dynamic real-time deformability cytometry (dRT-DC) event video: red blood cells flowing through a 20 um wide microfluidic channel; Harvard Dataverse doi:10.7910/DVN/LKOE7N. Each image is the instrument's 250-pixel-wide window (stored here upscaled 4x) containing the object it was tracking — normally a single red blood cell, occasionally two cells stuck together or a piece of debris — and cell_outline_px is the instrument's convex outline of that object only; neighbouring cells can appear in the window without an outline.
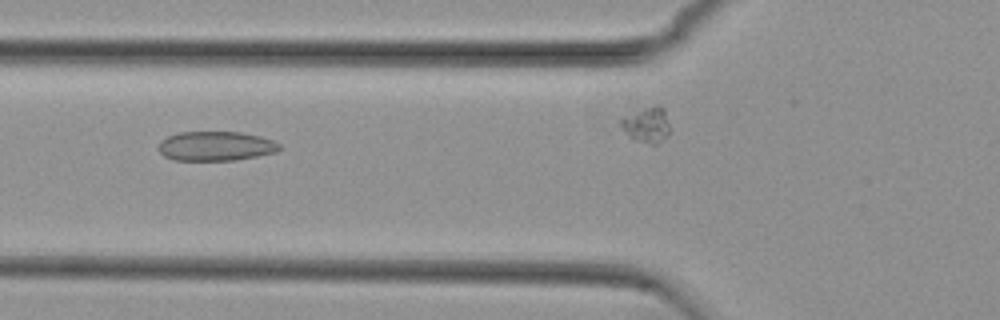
{"species": "common noctule bat (a hibernating species)", "species_latin": "Nyctalus noctula", "temperature_condition": "cold", "stored_images_in_passage": 44, "camera_frame_rate_fps": 3000, "um_per_image_px": 0.085, "animal": {"sex": "female", "body_mass_g": 29.2, "forearm_length_mm": 56.3}, "frame": {"image": 1, "passage_image": 21, "time_ms": 6.667, "image_size_px": [1000, 320], "cell_outline_px": [[284, 148], [276, 152], [236, 160], [172, 160], [164, 156], [160, 152], [160, 140], [168, 136], [180, 132], [240, 132], [260, 136], [272, 140], [280, 144]], "centroid_in_image_um": [18.37, 12.42], "position_along_channel_um": 107.4, "area_um2": 20.75}}
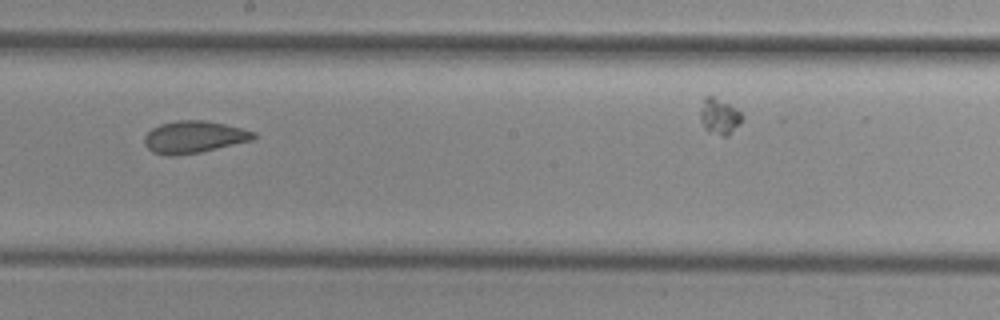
{"frame": {"image": 2, "passage_image": 31, "time_ms": 10.0, "image_size_px": [1000, 320], "cell_outline_px": [[256, 136], [252, 140], [200, 152], [176, 156], [168, 156], [152, 152], [144, 144], [144, 136], [152, 128], [160, 124], [176, 120], [200, 120], [224, 124], [256, 132]], "centroid_in_image_um": [16.44, 11.65], "position_along_channel_um": 231.8, "area_um2": 20.35}}
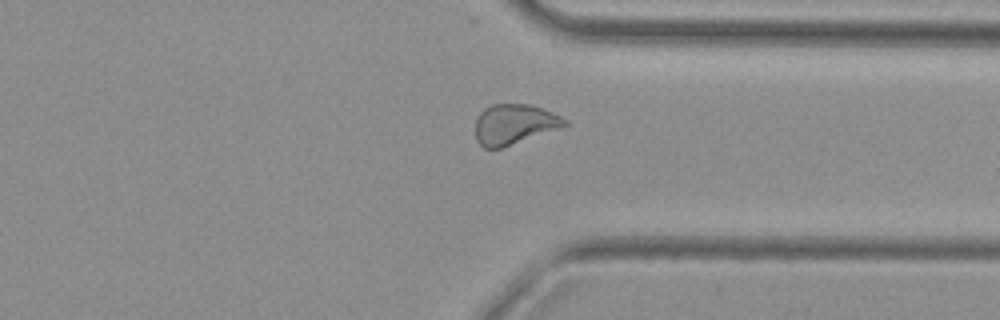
{"frame": {"image": 3, "passage_image": 42, "time_ms": 13.667, "image_size_px": [1000, 320], "cell_outline_px": [[568, 124], [500, 148], [484, 148], [476, 140], [476, 120], [480, 112], [484, 108], [492, 104], [528, 104], [552, 112], [568, 120]], "centroid_in_image_um": [43.66, 10.54], "position_along_channel_um": 367.7, "area_um2": 20.4}}